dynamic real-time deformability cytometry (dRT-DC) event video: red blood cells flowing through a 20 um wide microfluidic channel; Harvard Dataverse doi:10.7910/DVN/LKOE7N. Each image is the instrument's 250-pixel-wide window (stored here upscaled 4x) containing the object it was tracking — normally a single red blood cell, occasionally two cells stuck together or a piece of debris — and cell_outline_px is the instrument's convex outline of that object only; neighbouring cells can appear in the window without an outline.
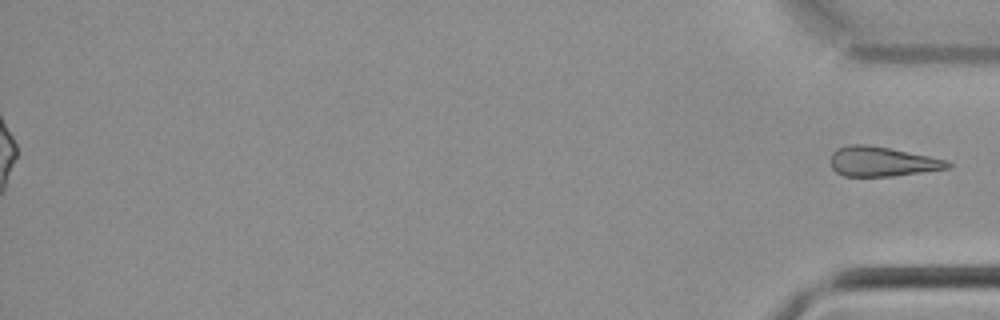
{"species": "common noctule bat (a hibernating species)", "species_latin": "Nyctalus noctula", "temperature_condition": "cold", "stored_images_in_passage": 36, "segment_of_instrument_passage": [2, 2], "camera_frame_rate_fps": 3000, "um_per_image_px": 0.085, "animal": {"sex": "male", "body_mass_g": 21.5, "forearm_length_mm": 52.0}, "frame": {"image": 1, "passage_image": 36, "time_ms": 11.667, "image_size_px": [1000, 320], "cell_outline_px": [[952, 168], [896, 176], [844, 176], [836, 172], [832, 168], [828, 160], [832, 152], [836, 148], [848, 144], [868, 144], [948, 160], [952, 164]], "centroid_in_image_um": [74.95, 13.73], "position_along_channel_um": 360.3, "area_um2": 20.58}}